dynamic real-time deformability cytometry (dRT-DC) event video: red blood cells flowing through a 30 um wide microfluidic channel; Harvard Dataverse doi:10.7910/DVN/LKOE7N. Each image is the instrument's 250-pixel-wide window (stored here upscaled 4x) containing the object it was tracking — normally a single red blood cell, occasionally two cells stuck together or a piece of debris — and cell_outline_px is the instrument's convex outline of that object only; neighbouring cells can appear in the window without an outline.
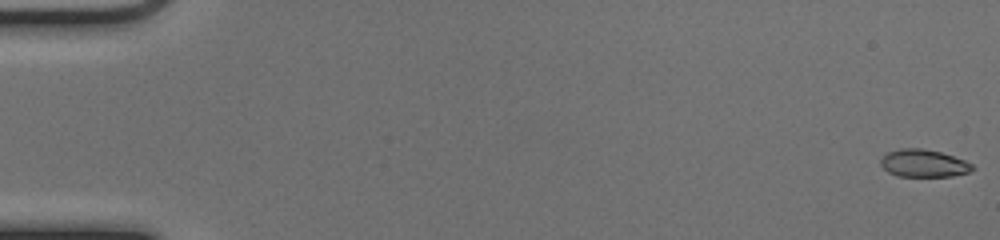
{"species": "common noctule bat (a hibernating species)", "species_latin": "Nyctalus noctula", "temperature_condition": "cold", "stored_images_in_passage": 53, "camera_frame_rate_fps": 3000, "um_per_image_px": 0.085, "animal": {"sex": "female", "body_mass_g": 17.0, "forearm_length_mm": 48.0}, "frame": {"image": 1, "passage_image": 1, "time_ms": 0.0, "image_size_px": [1000, 240], "cell_outline_px": [[976, 168], [968, 172], [952, 176], [896, 176], [888, 172], [880, 164], [880, 160], [888, 152], [900, 148], [920, 148], [940, 152], [964, 160], [972, 164]], "centroid_in_image_um": [78.5, 13.88], "position_along_channel_um": 6.5, "area_um2": 14.62}}
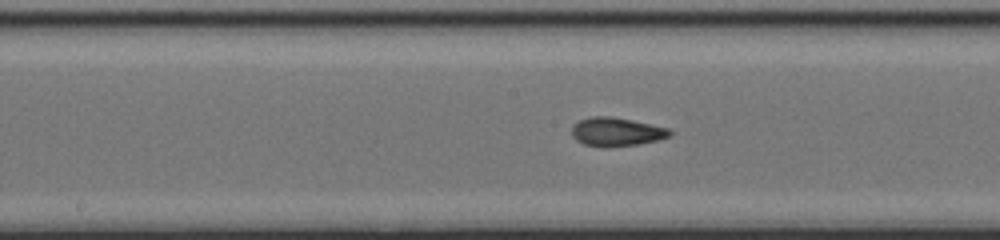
{"frame": {"image": 2, "passage_image": 28, "time_ms": 9.0, "image_size_px": [1000, 240], "cell_outline_px": [[672, 136], [660, 140], [640, 144], [604, 148], [584, 144], [576, 140], [572, 136], [572, 124], [580, 120], [592, 116], [612, 116], [632, 120], [668, 128], [672, 132]], "centroid_in_image_um": [52.4, 11.21], "position_along_channel_um": 195.8, "area_um2": 16.65}}
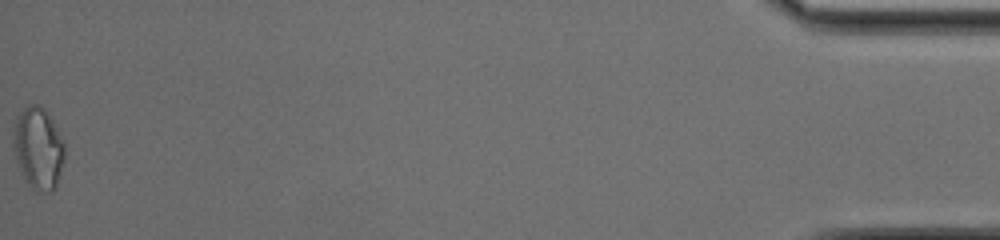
{"frame": {"image": 3, "passage_image": 53, "time_ms": 17.333, "image_size_px": [1000, 240], "cell_outline_px": [[64, 156], [56, 184], [48, 192], [36, 192], [28, 184], [16, 160], [12, 144], [12, 140], [16, 116], [28, 104], [40, 104], [48, 112], [64, 144]], "centroid_in_image_um": [3.22, 12.55], "position_along_channel_um": 432.0, "area_um2": 24.22}, "authors_computed_cell_mechanics": {"area_um2": 15.895, "velocity_mm_per_s": 4.0222, "shape_relaxation_time_tau1_ms": 10.6378, "shape_relaxation_time_tau2_ms": 1.7376, "deformation_change_tau1": 0.2799, "deformation_change_tau2": 0.0836}}